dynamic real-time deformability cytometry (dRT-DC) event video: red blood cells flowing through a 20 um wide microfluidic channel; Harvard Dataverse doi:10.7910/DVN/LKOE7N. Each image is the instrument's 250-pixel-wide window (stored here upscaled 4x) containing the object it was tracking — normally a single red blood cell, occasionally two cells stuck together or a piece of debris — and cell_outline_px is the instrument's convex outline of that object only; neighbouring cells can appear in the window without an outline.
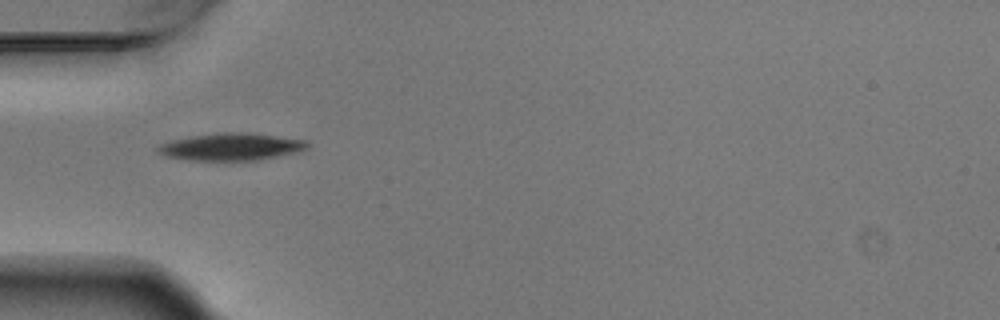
{"species": "Egyptian fruit bat (a non-hibernating species)", "species_latin": "Rousettus aegyptiacus", "temperature_condition": "warm", "stored_images_in_passage": 2, "camera_frame_rate_fps": 3000, "um_per_image_px": 0.085, "animal": {"sex": "male"}, "frame": {"image": 1, "passage_image": 1, "time_ms": 0.0, "image_size_px": [1000, 320], "cell_outline_px": [[308, 148], [300, 152], [260, 160], [188, 160], [164, 156], [156, 148], [160, 144], [172, 140], [192, 136], [220, 132], [248, 132], [304, 140], [308, 144]], "centroid_in_image_um": [19.67, 12.48], "position_along_channel_um": 65.3, "area_um2": 23.76}}
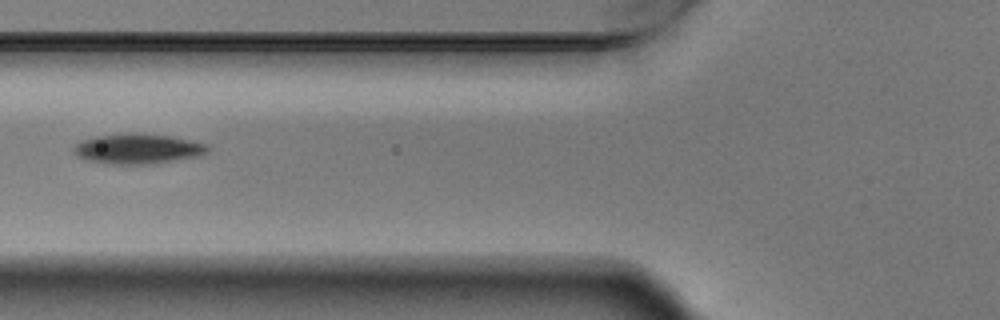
{"frame": {"image": 2, "passage_image": 2, "time_ms": 0.333, "image_size_px": [1000, 320], "cell_outline_px": [[208, 152], [200, 156], [148, 164], [108, 164], [88, 160], [72, 152], [72, 148], [76, 144], [84, 140], [96, 136], [132, 132], [136, 132], [168, 136], [208, 144]], "centroid_in_image_um": [11.71, 12.64], "position_along_channel_um": 114.1, "area_um2": 23.35}}